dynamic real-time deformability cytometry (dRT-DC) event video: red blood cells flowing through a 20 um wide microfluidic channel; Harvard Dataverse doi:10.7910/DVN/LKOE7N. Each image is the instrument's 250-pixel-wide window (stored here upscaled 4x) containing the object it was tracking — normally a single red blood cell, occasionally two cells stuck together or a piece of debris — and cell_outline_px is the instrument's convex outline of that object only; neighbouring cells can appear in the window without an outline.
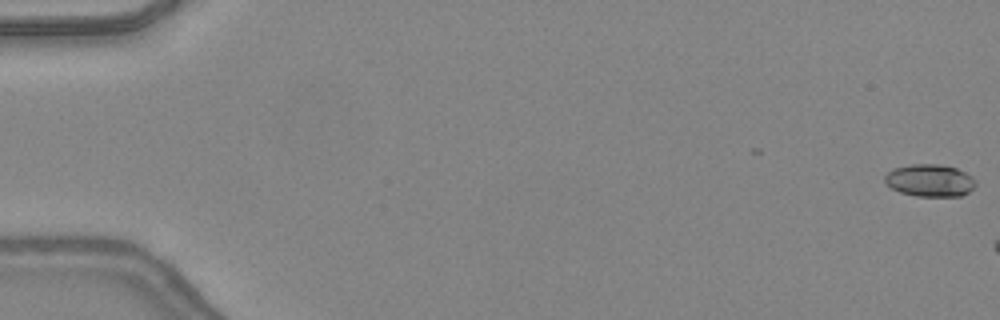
{"species": "common noctule bat (a hibernating species)", "species_latin": "Nyctalus noctula", "temperature_condition": "warm", "stored_images_in_passage": 13, "camera_frame_rate_fps": 3000, "um_per_image_px": 0.085, "animal": {"sex": "female", "body_mass_g": 24.6, "forearm_length_mm": 56.2}, "frame": {"image": 1, "passage_image": 1, "time_ms": 0.0, "image_size_px": [1000, 320], "cell_outline_px": [[976, 184], [968, 192], [960, 196], [916, 196], [900, 192], [892, 188], [884, 180], [884, 176], [892, 168], [912, 164], [936, 164], [956, 168], [972, 176], [976, 180]], "centroid_in_image_um": [79.03, 15.33], "position_along_channel_um": 6.0, "area_um2": 17.05}}